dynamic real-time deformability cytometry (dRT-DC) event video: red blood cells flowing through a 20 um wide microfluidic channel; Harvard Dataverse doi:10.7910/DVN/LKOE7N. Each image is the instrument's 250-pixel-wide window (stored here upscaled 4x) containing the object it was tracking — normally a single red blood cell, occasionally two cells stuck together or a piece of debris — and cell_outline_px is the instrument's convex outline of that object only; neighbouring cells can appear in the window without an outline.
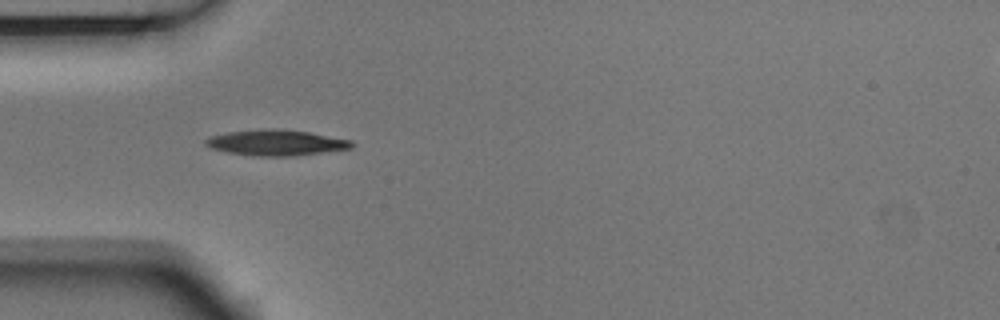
{"species": "Egyptian fruit bat (a non-hibernating species)", "species_latin": "Rousettus aegyptiacus", "temperature_condition": "room temperature", "stored_images_in_passage": 6, "camera_frame_rate_fps": 3000, "um_per_image_px": 0.085, "animal": {"sex": "male"}, "frame": {"image": 1, "passage_image": 5, "time_ms": 1.333, "image_size_px": [1000, 320], "cell_outline_px": [[356, 144], [352, 148], [296, 156], [252, 156], [228, 152], [212, 148], [204, 144], [204, 140], [212, 136], [228, 132], [272, 128], [308, 132], [352, 140]], "centroid_in_image_um": [23.51, 12.14], "position_along_channel_um": 61.5, "area_um2": 21.85}}
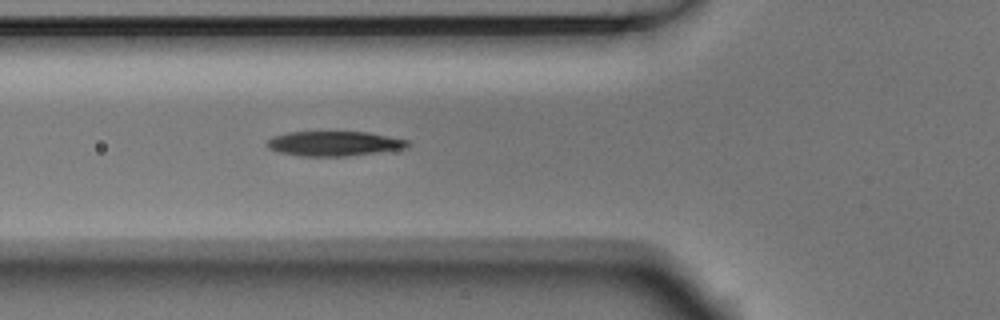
{"frame": {"image": 2, "passage_image": 6, "time_ms": 1.667, "image_size_px": [1000, 320], "cell_outline_px": [[412, 144], [408, 148], [348, 156], [300, 156], [280, 152], [268, 148], [264, 144], [272, 136], [288, 132], [368, 132], [408, 140]], "centroid_in_image_um": [28.41, 12.2], "position_along_channel_um": 97.4, "area_um2": 20.4}}